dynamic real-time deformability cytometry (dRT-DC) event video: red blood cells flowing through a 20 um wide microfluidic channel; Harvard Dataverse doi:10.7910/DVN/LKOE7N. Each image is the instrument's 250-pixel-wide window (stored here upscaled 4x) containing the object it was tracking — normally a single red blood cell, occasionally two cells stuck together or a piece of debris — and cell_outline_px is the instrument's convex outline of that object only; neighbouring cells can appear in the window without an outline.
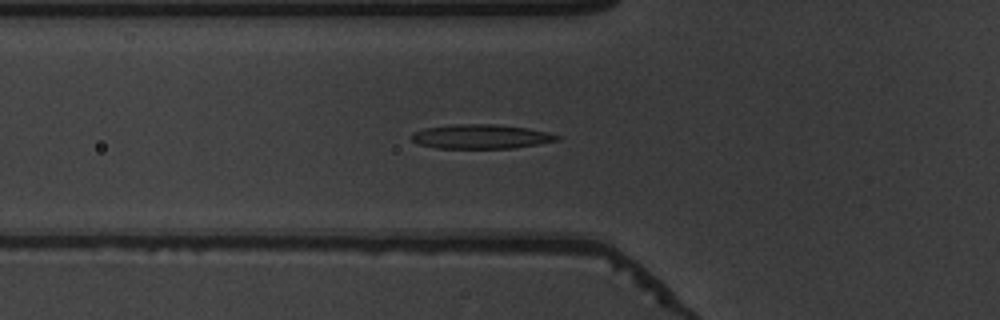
{"species": "common noctule bat (a hibernating species)", "species_latin": "Nyctalus noctula", "temperature_condition": "warm", "stored_images_in_passage": 49, "camera_frame_rate_fps": 3000, "um_per_image_px": 0.085, "animal": {"sex": "male", "body_mass_g": 19.5, "forearm_length_mm": 54.6}, "frame": {"image": 1, "passage_image": 15, "time_ms": 4.667, "image_size_px": [1000, 320], "cell_outline_px": [[560, 140], [516, 148], [436, 148], [420, 144], [412, 140], [412, 132], [424, 128], [452, 124], [496, 124], [528, 128], [548, 132], [560, 136]], "centroid_in_image_um": [40.9, 11.6], "position_along_channel_um": 84.9, "area_um2": 20.69}}
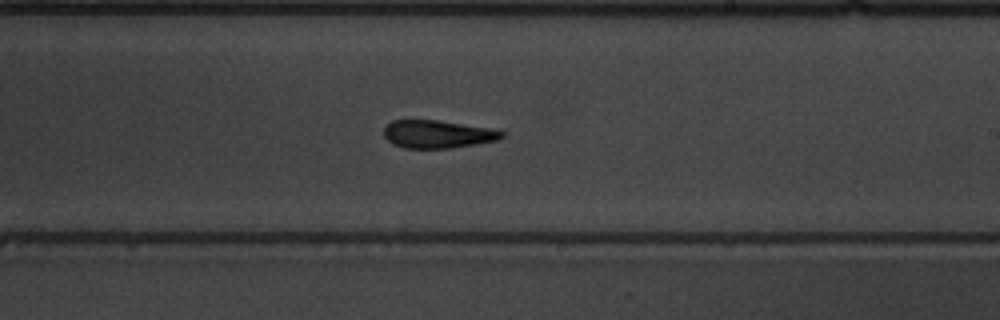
{"frame": {"image": 2, "passage_image": 28, "time_ms": 9.0, "image_size_px": [1000, 320], "cell_outline_px": [[504, 136], [500, 140], [476, 144], [448, 148], [404, 148], [392, 144], [384, 136], [384, 128], [392, 120], [436, 120], [492, 128], [504, 132]], "centroid_in_image_um": [37.21, 11.4], "position_along_channel_um": 251.8, "area_um2": 19.19}}
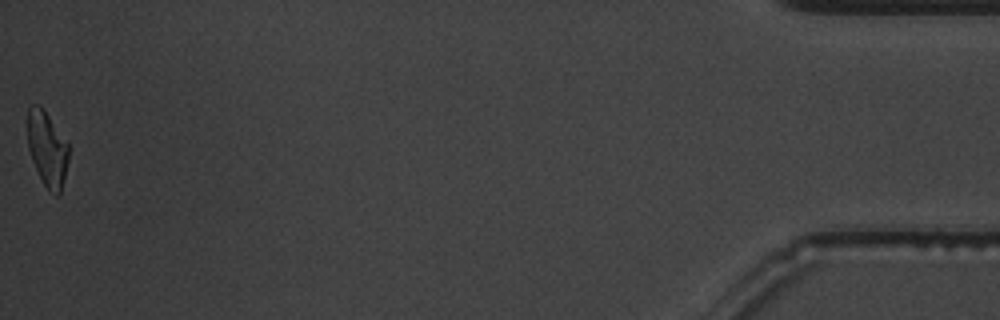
{"frame": {"image": 3, "passage_image": 49, "time_ms": 16.0, "image_size_px": [1000, 320], "cell_outline_px": [[68, 160], [60, 196], [56, 196], [48, 192], [32, 160], [28, 148], [28, 108], [32, 104], [40, 104], [44, 108], [68, 144]], "centroid_in_image_um": [4.01, 12.66], "position_along_channel_um": 431.2, "area_um2": 17.98}, "authors_computed_cell_mechanics": {"area_um2": 19.7676, "velocity_mm_per_s": 3.849, "shape_relaxation_time_tau1_ms": 8.9973, "shape_relaxation_time_tau2_ms": 2.5763, "deformation_change_tau1": 0.2564, "deformation_change_tau2": 0.1193}}